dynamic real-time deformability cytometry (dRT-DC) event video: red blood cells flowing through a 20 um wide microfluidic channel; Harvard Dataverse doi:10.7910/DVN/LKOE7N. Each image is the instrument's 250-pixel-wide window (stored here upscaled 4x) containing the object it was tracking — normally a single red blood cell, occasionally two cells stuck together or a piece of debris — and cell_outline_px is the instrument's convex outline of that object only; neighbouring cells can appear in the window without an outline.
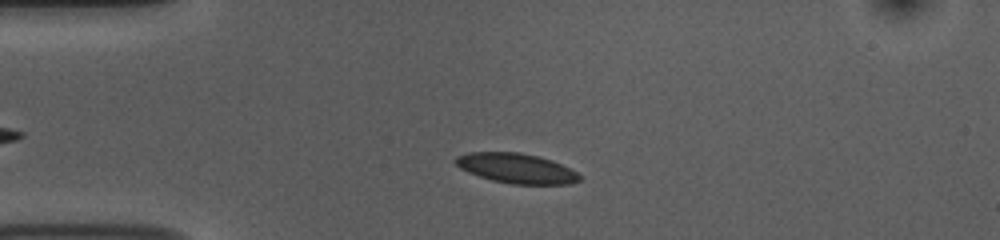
{"species": "common noctule bat (a hibernating species)", "species_latin": "Nyctalus noctula", "temperature_condition": "room temperature", "stored_images_in_passage": 43, "camera_frame_rate_fps": 3000, "um_per_image_px": 0.085, "animal": {"sex": "female", "body_mass_g": 10.0, "forearm_length_mm": 53.1}, "frame": {"image": 1, "passage_image": 7, "time_ms": 2.0, "image_size_px": [1000, 240], "cell_outline_px": [[580, 180], [568, 184], [512, 184], [492, 180], [468, 172], [460, 168], [456, 164], [456, 156], [468, 152], [520, 152], [540, 156], [552, 160], [576, 172], [580, 176]], "centroid_in_image_um": [43.88, 14.29], "position_along_channel_um": 41.1, "area_um2": 21.44}}
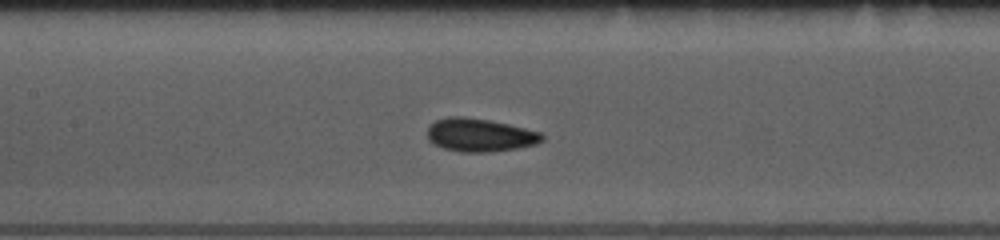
{"frame": {"image": 2, "passage_image": 19, "time_ms": 6.0, "image_size_px": [1000, 240], "cell_outline_px": [[544, 140], [536, 144], [516, 148], [488, 152], [460, 152], [444, 148], [428, 140], [428, 128], [436, 120], [448, 116], [464, 116], [488, 120], [508, 124], [540, 132], [544, 136]], "centroid_in_image_um": [40.79, 11.47], "position_along_channel_um": 166.6, "area_um2": 22.02}}
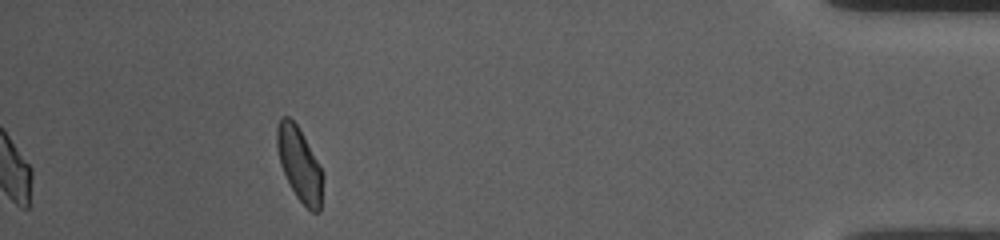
{"frame": {"image": 3, "passage_image": 43, "time_ms": 14.0, "image_size_px": [1000, 240], "cell_outline_px": [[324, 176], [320, 212], [312, 212], [296, 196], [280, 164], [276, 148], [276, 128], [280, 116], [288, 116], [296, 124], [320, 164], [324, 172]], "centroid_in_image_um": [25.46, 13.94], "position_along_channel_um": 409.7, "area_um2": 19.77}, "authors_computed_cell_mechanics": {"area_um2": 20.9814, "velocity_mm_per_s": 3.741, "shape_relaxation_time_tau1_ms": 2.4771, "shape_relaxation_time_tau2_ms": 1.6867, "deformation_change_tau1": 0.0827, "deformation_change_tau2": 0.0535}}